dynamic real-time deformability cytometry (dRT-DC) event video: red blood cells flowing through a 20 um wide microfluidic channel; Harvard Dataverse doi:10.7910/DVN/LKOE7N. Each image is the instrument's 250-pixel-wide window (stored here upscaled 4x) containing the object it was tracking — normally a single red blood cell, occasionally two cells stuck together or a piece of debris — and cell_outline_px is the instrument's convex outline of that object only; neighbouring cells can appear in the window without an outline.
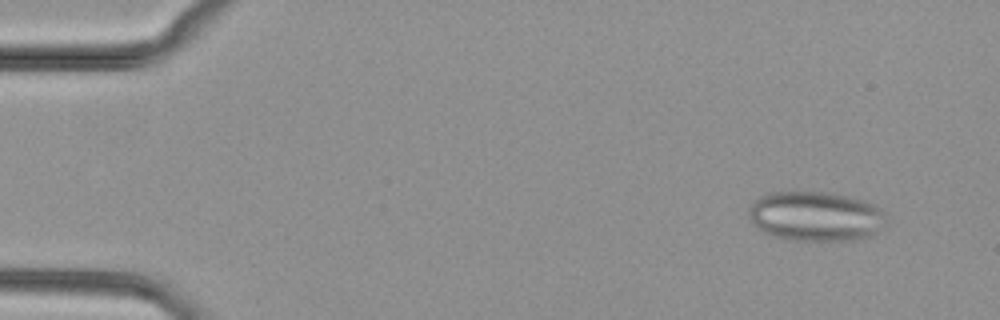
{"species": "common noctule bat (a hibernating species)", "species_latin": "Nyctalus noctula", "temperature_condition": "cold", "stored_images_in_passage": 50, "segment_of_instrument_passage": [1, 2], "camera_frame_rate_fps": 3000, "um_per_image_px": 0.085, "animal": {"sex": "female", "body_mass_g": 29.2, "forearm_length_mm": 56.3}, "frame": {"image": 1, "passage_image": 4, "time_ms": 1.0, "image_size_px": [1000, 320], "cell_outline_px": [[888, 216], [876, 232], [872, 236], [852, 240], [788, 240], [772, 236], [756, 228], [752, 224], [748, 216], [748, 208], [752, 200], [768, 192], [796, 188], [812, 188], [860, 200], [872, 204], [880, 208]], "centroid_in_image_um": [69.22, 18.33], "position_along_channel_um": 15.8, "area_um2": 41.1}}